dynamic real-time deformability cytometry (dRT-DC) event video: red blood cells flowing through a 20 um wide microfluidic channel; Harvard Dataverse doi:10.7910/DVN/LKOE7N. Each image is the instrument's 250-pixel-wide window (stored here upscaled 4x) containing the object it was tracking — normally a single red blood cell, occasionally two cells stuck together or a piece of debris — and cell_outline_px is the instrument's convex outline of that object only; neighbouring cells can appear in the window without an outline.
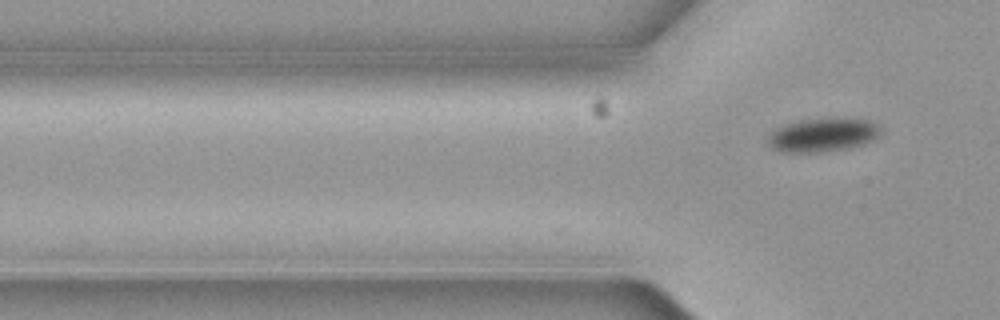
{"species": "common noctule bat (a hibernating species)", "species_latin": "Nyctalus noctula", "temperature_condition": "cold", "stored_images_in_passage": 3, "camera_frame_rate_fps": 3000, "um_per_image_px": 0.085, "animal": {"sex": "female", "body_mass_g": 19.3, "forearm_length_mm": 54.1}, "frame": {"image": 1, "passage_image": 3, "time_ms": 0.667, "image_size_px": [1000, 320], "cell_outline_px": [[880, 132], [872, 140], [864, 144], [848, 148], [820, 152], [784, 152], [772, 148], [768, 144], [768, 136], [776, 128], [784, 124], [800, 120], [836, 116], [868, 120], [876, 124], [880, 128]], "centroid_in_image_um": [69.93, 11.44], "position_along_channel_um": 55.9, "area_um2": 22.37}}